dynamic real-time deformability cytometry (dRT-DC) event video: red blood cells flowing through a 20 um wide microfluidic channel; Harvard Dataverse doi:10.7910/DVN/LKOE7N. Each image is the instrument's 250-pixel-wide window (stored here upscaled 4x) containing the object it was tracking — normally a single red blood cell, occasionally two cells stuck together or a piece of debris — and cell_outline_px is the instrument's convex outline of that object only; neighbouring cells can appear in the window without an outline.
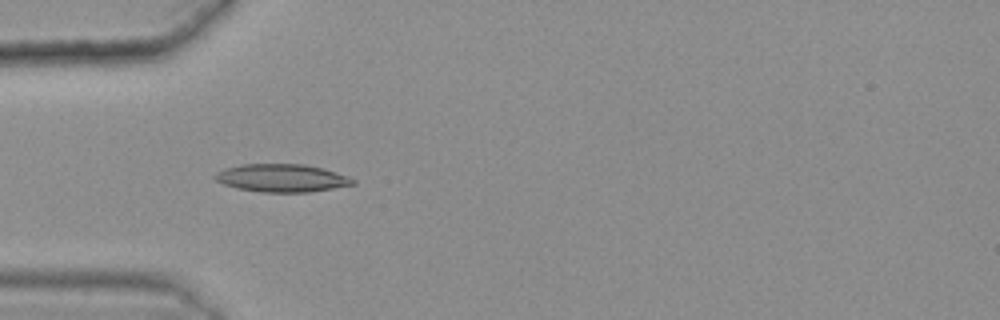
{"species": "common noctule bat (a hibernating species)", "species_latin": "Nyctalus noctula", "temperature_condition": "warm", "stored_images_in_passage": 48, "camera_frame_rate_fps": 3000, "um_per_image_px": 0.085, "animal": {"sex": "female", "body_mass_g": 25.1}, "frame": {"image": 1, "passage_image": 17, "time_ms": 5.333, "image_size_px": [1000, 320], "cell_outline_px": [[356, 184], [308, 192], [260, 192], [236, 188], [224, 184], [216, 180], [212, 176], [216, 172], [224, 168], [240, 164], [304, 164], [324, 168], [348, 176], [356, 180]], "centroid_in_image_um": [23.94, 15.12], "position_along_channel_um": 61.1, "area_um2": 22.54}}
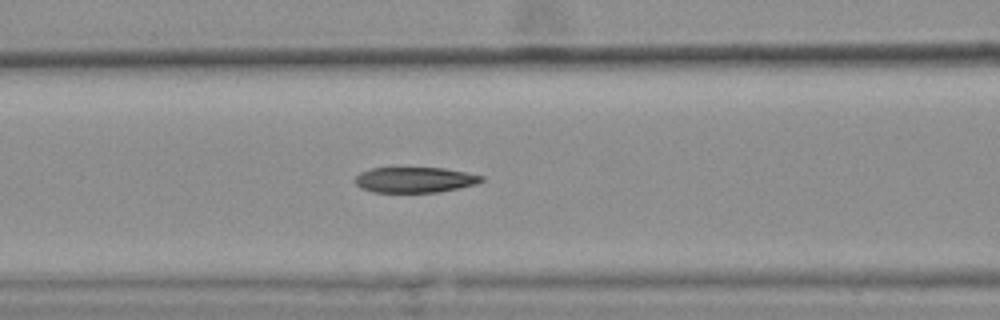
{"frame": {"image": 2, "passage_image": 23, "time_ms": 7.333, "image_size_px": [1000, 320], "cell_outline_px": [[484, 180], [476, 184], [460, 188], [436, 192], [372, 192], [360, 188], [352, 180], [360, 172], [372, 168], [444, 168], [484, 176]], "centroid_in_image_um": [35.23, 15.29], "position_along_channel_um": 131.4, "area_um2": 18.84}}
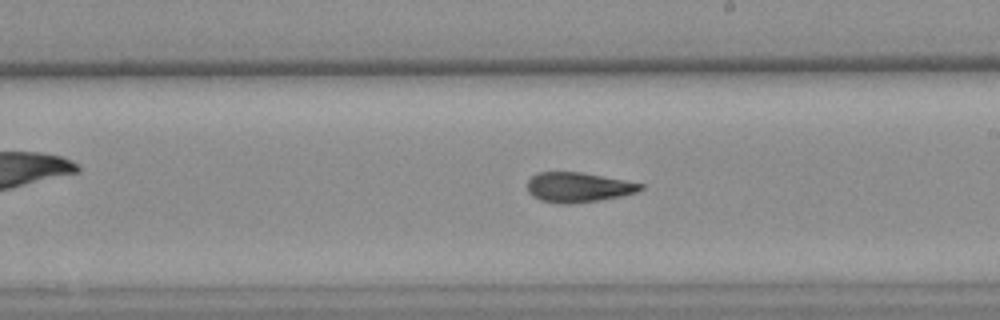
{"frame": {"image": 3, "passage_image": 32, "time_ms": 10.333, "image_size_px": [1000, 320], "cell_outline_px": [[644, 188], [636, 192], [620, 196], [600, 200], [572, 204], [560, 204], [540, 200], [532, 196], [528, 192], [528, 180], [536, 172], [584, 172], [644, 184]], "centroid_in_image_um": [49.13, 15.92], "position_along_channel_um": 239.9, "area_um2": 19.83}, "authors_computed_cell_mechanics": {"area_um2": 20.519, "velocity_mm_per_s": 3.624, "shape_relaxation_time_tau1_ms": 8.6902, "shape_relaxation_time_tau2_ms": 3.4496, "deformation_change_tau1": 0.2406, "deformation_change_tau2": 0.124}}